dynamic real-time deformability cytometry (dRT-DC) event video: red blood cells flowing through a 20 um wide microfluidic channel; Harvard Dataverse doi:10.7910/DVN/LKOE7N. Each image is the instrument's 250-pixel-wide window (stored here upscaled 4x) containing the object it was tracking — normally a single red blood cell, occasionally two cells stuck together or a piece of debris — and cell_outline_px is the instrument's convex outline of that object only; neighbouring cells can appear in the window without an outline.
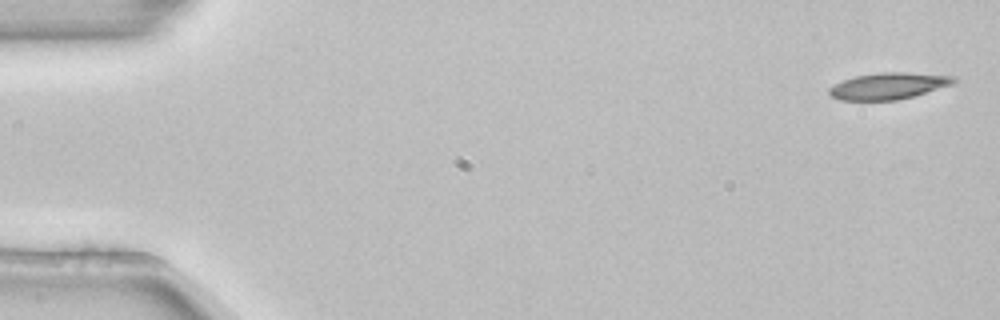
{"species": "common noctule bat (a hibernating species)", "species_latin": "Nyctalus noctula", "temperature_condition": "room temperature", "stored_images_in_passage": 6, "camera_frame_rate_fps": 3000, "um_per_image_px": 0.085, "animal": {"sex": "female", "body_mass_g": 22.7, "forearm_length_mm": 54.2}, "frame": {"image": 1, "passage_image": 1, "time_ms": 0.0, "image_size_px": [1000, 320], "cell_outline_px": [[956, 80], [952, 84], [912, 96], [896, 100], [840, 100], [832, 96], [828, 92], [828, 88], [844, 80], [856, 76], [880, 72], [904, 72], [952, 76]], "centroid_in_image_um": [75.48, 7.3], "position_along_channel_um": 9.5, "area_um2": 18.84}}